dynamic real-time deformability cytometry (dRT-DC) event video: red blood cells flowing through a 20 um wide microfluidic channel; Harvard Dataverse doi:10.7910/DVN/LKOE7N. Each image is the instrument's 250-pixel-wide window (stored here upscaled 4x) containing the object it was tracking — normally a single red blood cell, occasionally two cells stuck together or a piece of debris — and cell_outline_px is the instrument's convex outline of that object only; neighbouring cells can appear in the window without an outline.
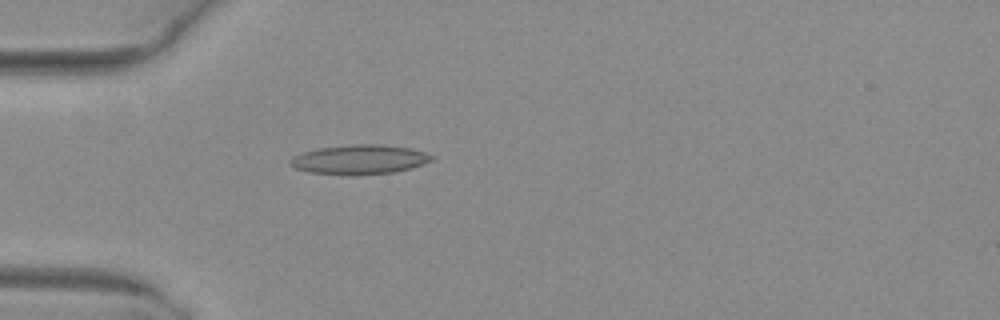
{"species": "common noctule bat (a hibernating species)", "species_latin": "Nyctalus noctula", "temperature_condition": "warm", "stored_images_in_passage": 1, "camera_frame_rate_fps": 3000, "um_per_image_px": 0.085, "animal": {"sex": "female", "body_mass_g": 29.2, "forearm_length_mm": 56.3}, "frame": {"image": 1, "passage_image": 1, "time_ms": 0.0, "image_size_px": [1000, 320], "cell_outline_px": [[436, 156], [432, 160], [424, 164], [412, 168], [396, 172], [348, 176], [308, 172], [296, 168], [292, 164], [292, 156], [304, 152], [320, 148], [356, 144], [380, 144], [412, 148]], "centroid_in_image_um": [30.63, 13.57], "position_along_channel_um": 54.4, "area_um2": 24.39}}